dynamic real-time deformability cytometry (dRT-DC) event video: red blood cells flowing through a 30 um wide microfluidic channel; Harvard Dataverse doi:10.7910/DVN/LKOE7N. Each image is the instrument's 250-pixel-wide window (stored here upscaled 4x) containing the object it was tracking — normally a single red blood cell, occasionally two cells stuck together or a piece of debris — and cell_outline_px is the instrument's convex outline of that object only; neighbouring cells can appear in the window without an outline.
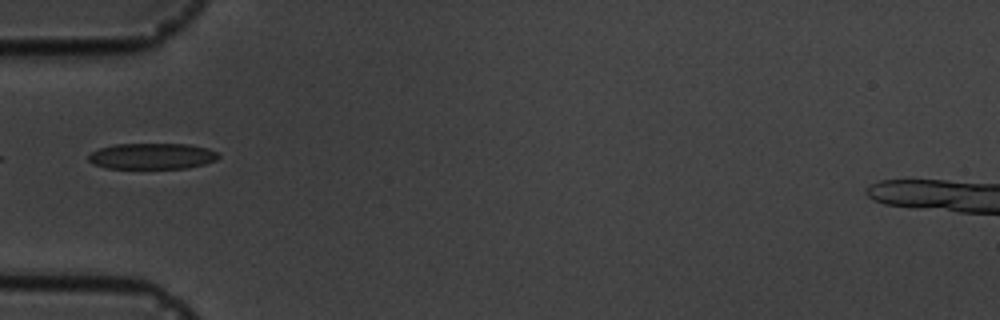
{"species": "common noctule bat (a hibernating species)", "species_latin": "Nyctalus noctula", "temperature_condition": "cold", "stored_images_in_passage": 4, "camera_frame_rate_fps": 3000, "um_per_image_px": 0.085, "animal": {"sex": "male", "body_mass_g": 19.5, "forearm_length_mm": 54.6}, "frame": {"image": 1, "passage_image": 2, "time_ms": 1.333, "image_size_px": [1000, 320], "cell_outline_px": [[220, 156], [216, 160], [204, 164], [188, 168], [104, 168], [92, 164], [88, 160], [88, 156], [92, 152], [100, 148], [112, 144], [188, 144], [208, 148], [220, 152]], "centroid_in_image_um": [12.94, 13.27], "position_along_channel_um": 72.1, "area_um2": 19.88}}
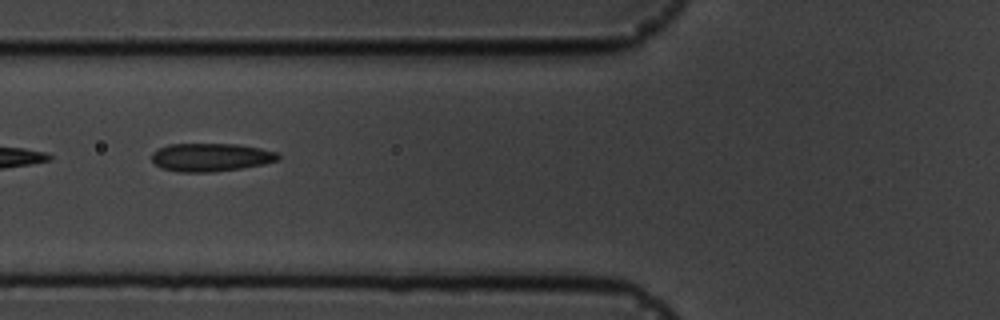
{"frame": {"image": 2, "passage_image": 3, "time_ms": 2.333, "image_size_px": [1000, 320], "cell_outline_px": [[280, 160], [264, 164], [244, 168], [212, 172], [180, 172], [160, 168], [152, 160], [152, 152], [168, 144], [236, 144], [260, 148], [276, 152], [280, 156]], "centroid_in_image_um": [17.93, 13.37], "position_along_channel_um": 107.9, "area_um2": 20.87}}
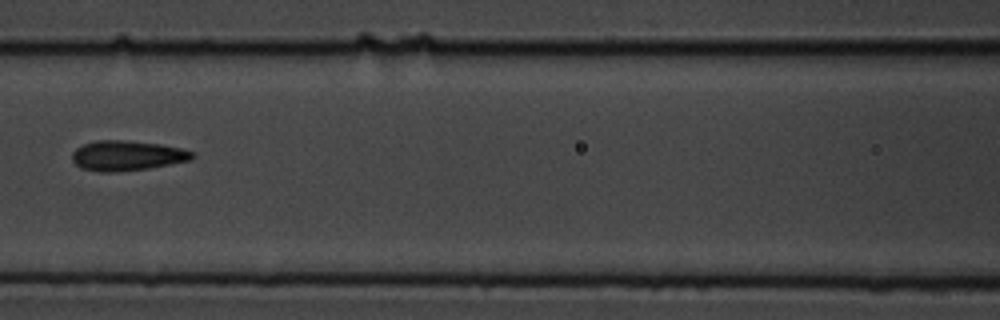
{"frame": {"image": 3, "passage_image": 4, "time_ms": 3.667, "image_size_px": [1000, 320], "cell_outline_px": [[196, 156], [192, 160], [148, 168], [116, 172], [100, 172], [80, 168], [72, 160], [72, 152], [76, 148], [84, 144], [96, 140], [124, 140], [160, 144], [184, 148], [196, 152]], "centroid_in_image_um": [10.84, 13.22], "position_along_channel_um": 155.8, "area_um2": 21.27}}